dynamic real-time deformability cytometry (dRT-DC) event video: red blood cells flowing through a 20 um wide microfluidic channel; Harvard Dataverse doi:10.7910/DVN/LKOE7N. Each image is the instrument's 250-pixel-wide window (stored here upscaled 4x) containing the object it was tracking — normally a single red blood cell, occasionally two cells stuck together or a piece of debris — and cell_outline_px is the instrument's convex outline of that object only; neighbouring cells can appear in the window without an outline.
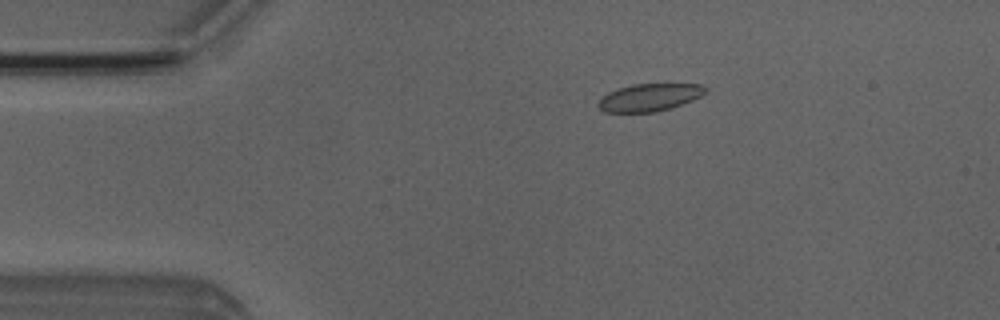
{"species": "Egyptian fruit bat (a non-hibernating species)", "species_latin": "Rousettus aegyptiacus", "temperature_condition": "room temperature", "stored_images_in_passage": 5, "camera_frame_rate_fps": 3000, "um_per_image_px": 0.085, "animal": {"sex": "male"}, "frame": {"image": 1, "passage_image": 3, "time_ms": 2.333, "image_size_px": [1000, 320], "cell_outline_px": [[708, 88], [700, 96], [692, 100], [672, 108], [652, 112], [604, 112], [596, 104], [608, 92], [632, 84], [700, 84]], "centroid_in_image_um": [55.2, 8.28], "position_along_channel_um": 29.8, "area_um2": 16.99}}